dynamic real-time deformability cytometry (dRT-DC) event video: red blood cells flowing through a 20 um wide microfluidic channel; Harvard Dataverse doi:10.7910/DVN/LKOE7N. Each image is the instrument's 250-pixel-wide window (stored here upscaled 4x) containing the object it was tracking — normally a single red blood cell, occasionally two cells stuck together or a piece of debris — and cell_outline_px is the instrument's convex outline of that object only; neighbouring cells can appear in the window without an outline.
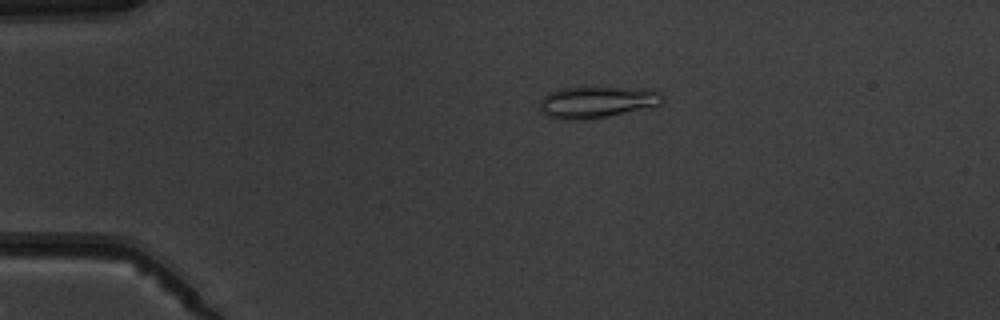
{"species": "common noctule bat (a hibernating species)", "species_latin": "Nyctalus noctula", "temperature_condition": "warm", "stored_images_in_passage": 6, "camera_frame_rate_fps": 3000, "um_per_image_px": 0.085, "animal": {"sex": "male", "body_mass_g": 19.5, "forearm_length_mm": 54.6}, "frame": {"image": 1, "passage_image": 3, "time_ms": 3.0, "image_size_px": [1000, 320], "cell_outline_px": [[664, 96], [660, 104], [588, 120], [564, 120], [548, 116], [540, 108], [540, 100], [548, 92], [564, 88], [648, 88], [660, 92]], "centroid_in_image_um": [50.71, 8.68], "position_along_channel_um": 34.3, "area_um2": 22.2}}
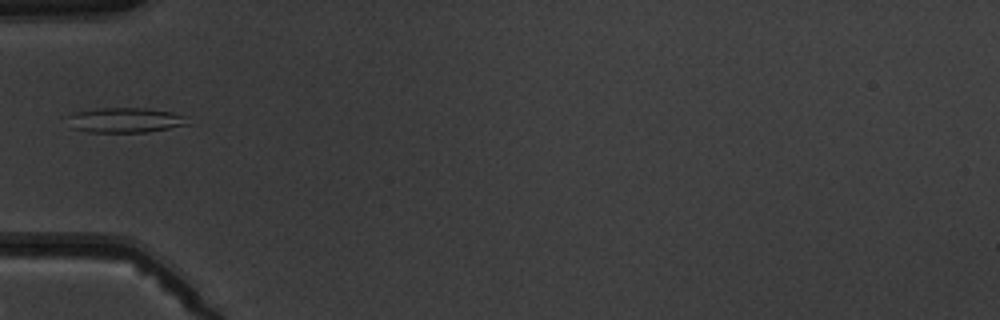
{"frame": {"image": 2, "passage_image": 5, "time_ms": 5.333, "image_size_px": [1000, 320], "cell_outline_px": [[192, 124], [144, 132], [88, 132], [76, 128], [68, 116], [76, 112], [96, 108], [144, 108], [172, 112], [184, 116]], "centroid_in_image_um": [10.72, 10.2], "position_along_channel_um": 74.3, "area_um2": 17.11}}